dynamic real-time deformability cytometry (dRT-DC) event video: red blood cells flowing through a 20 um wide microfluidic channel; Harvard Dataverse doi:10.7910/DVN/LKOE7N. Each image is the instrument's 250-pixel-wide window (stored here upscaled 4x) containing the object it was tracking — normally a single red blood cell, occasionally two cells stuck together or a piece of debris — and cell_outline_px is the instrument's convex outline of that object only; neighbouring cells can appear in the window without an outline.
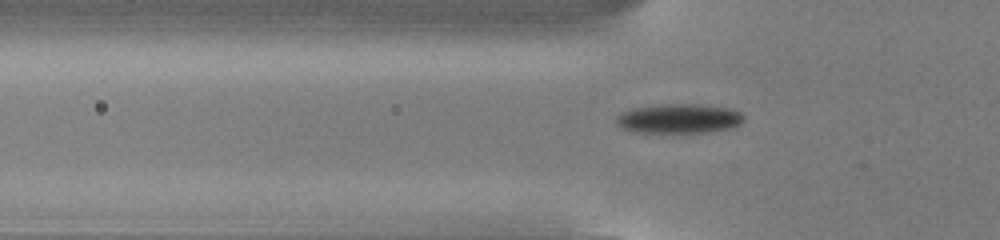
{"species": "common noctule bat (a hibernating species)", "species_latin": "Nyctalus noctula", "temperature_condition": "cold", "stored_images_in_passage": 43, "camera_frame_rate_fps": 3000, "um_per_image_px": 0.085, "animal": {"sex": "male", "body_mass_g": 13.0, "forearm_length_mm": 53.1}, "frame": {"image": 1, "passage_image": 7, "time_ms": 2.0, "image_size_px": [1000, 240], "cell_outline_px": [[744, 120], [740, 124], [728, 128], [708, 132], [636, 132], [624, 128], [616, 124], [616, 116], [632, 108], [664, 104], [700, 104], [732, 108], [740, 112], [744, 116]], "centroid_in_image_um": [57.74, 10.07], "position_along_channel_um": 68.1, "area_um2": 21.79}}
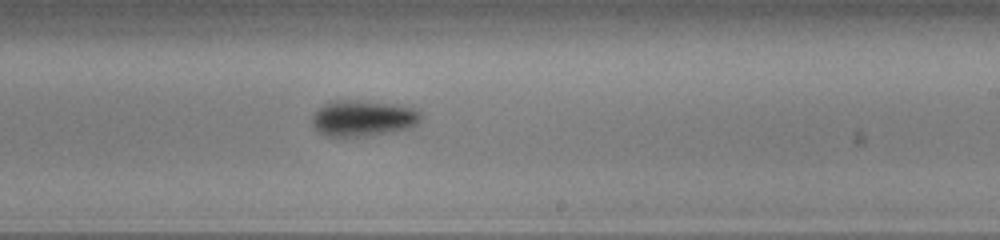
{"frame": {"image": 2, "passage_image": 22, "time_ms": 7.0, "image_size_px": [1000, 240], "cell_outline_px": [[420, 120], [416, 124], [408, 128], [368, 136], [324, 136], [312, 124], [312, 116], [324, 104], [332, 100], [356, 100], [400, 104], [416, 108], [420, 112]], "centroid_in_image_um": [30.87, 10.03], "position_along_channel_um": 258.1, "area_um2": 22.83}}
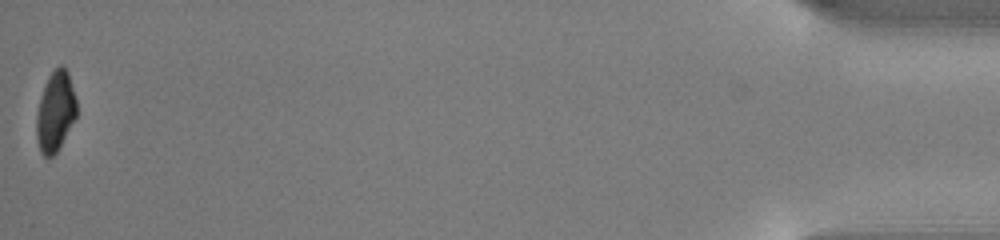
{"frame": {"image": 3, "passage_image": 43, "time_ms": 14.0, "image_size_px": [1000, 240], "cell_outline_px": [[76, 116], [56, 152], [52, 156], [44, 156], [40, 152], [36, 140], [36, 116], [40, 96], [48, 76], [60, 64], [68, 72], [76, 100]], "centroid_in_image_um": [4.68, 9.48], "position_along_channel_um": 430.5, "area_um2": 18.5}, "authors_computed_cell_mechanics": {"area_um2": 21.3282, "velocity_mm_per_s": 3.8233, "shape_relaxation_time_tau1_ms": 1.9005, "shape_relaxation_time_tau2_ms": null, "deformation_change_tau1": 0.1105, "deformation_change_tau2": null}}